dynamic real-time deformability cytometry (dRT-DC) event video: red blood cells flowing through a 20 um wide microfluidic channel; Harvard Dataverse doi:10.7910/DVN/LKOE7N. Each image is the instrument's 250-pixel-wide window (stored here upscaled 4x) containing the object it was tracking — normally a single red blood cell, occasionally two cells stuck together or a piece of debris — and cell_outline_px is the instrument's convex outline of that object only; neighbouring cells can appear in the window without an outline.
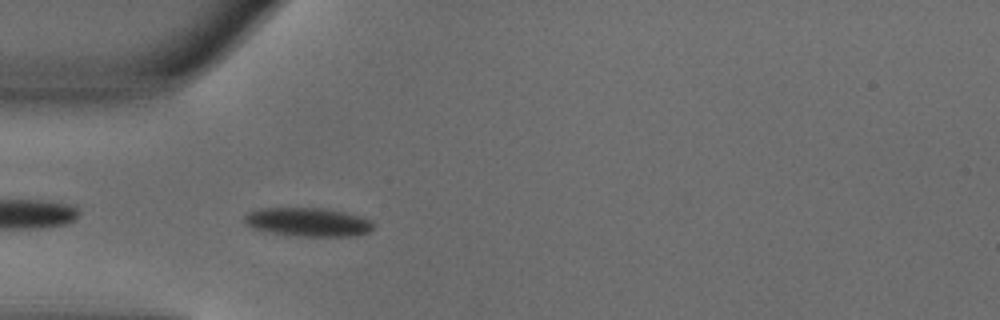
{"species": "common noctule bat (a hibernating species)", "species_latin": "Nyctalus noctula", "temperature_condition": "warm", "stored_images_in_passage": 37, "camera_frame_rate_fps": 3000, "um_per_image_px": 0.085, "animal": {"sex": "male", "body_mass_g": 18.8}, "frame": {"image": 1, "passage_image": 2, "time_ms": 0.333, "image_size_px": [1000, 320], "cell_outline_px": [[372, 228], [368, 232], [356, 236], [292, 236], [268, 232], [252, 228], [244, 224], [244, 216], [248, 212], [260, 208], [324, 208], [344, 212], [360, 216], [372, 220]], "centroid_in_image_um": [26.14, 18.88], "position_along_channel_um": 58.9, "area_um2": 21.73}}
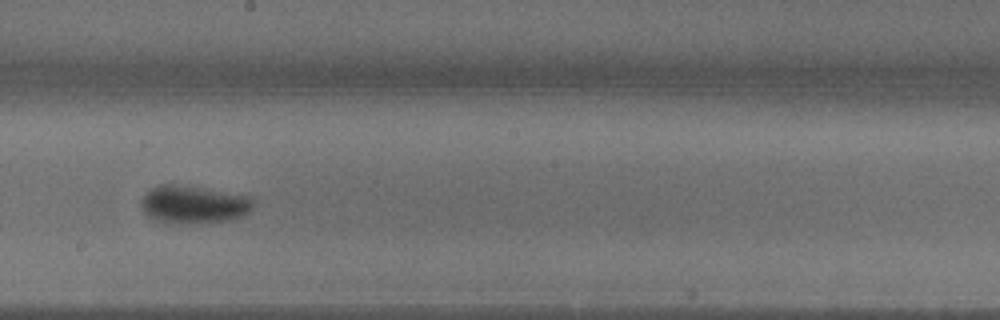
{"frame": {"image": 2, "passage_image": 15, "time_ms": 4.667, "image_size_px": [1000, 320], "cell_outline_px": [[252, 208], [244, 216], [228, 220], [208, 224], [180, 224], [152, 220], [144, 212], [140, 204], [140, 200], [152, 188], [160, 184], [172, 184], [200, 188], [252, 196]], "centroid_in_image_um": [16.45, 17.42], "position_along_channel_um": 231.8, "area_um2": 24.97}}
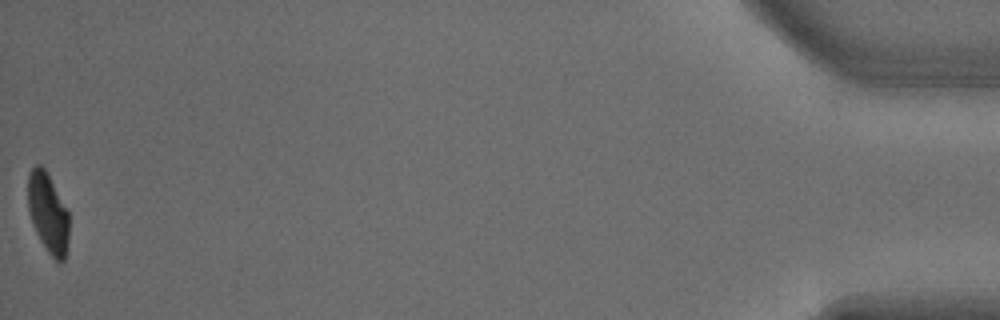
{"frame": {"image": 3, "passage_image": 37, "time_ms": 12.0, "image_size_px": [1000, 320], "cell_outline_px": [[68, 248], [64, 260], [60, 264], [48, 252], [40, 240], [32, 224], [28, 208], [28, 172], [36, 164], [40, 164], [44, 168], [68, 212]], "centroid_in_image_um": [4.07, 18.13], "position_along_channel_um": 431.1, "area_um2": 18.96}, "authors_computed_cell_mechanics": {"area_um2": 22.1374, "velocity_mm_per_s": 4.0411, "shape_relaxation_time_tau1_ms": 4.489, "shape_relaxation_time_tau2_ms": null, "deformation_change_tau1": 0.1951, "deformation_change_tau2": null}}